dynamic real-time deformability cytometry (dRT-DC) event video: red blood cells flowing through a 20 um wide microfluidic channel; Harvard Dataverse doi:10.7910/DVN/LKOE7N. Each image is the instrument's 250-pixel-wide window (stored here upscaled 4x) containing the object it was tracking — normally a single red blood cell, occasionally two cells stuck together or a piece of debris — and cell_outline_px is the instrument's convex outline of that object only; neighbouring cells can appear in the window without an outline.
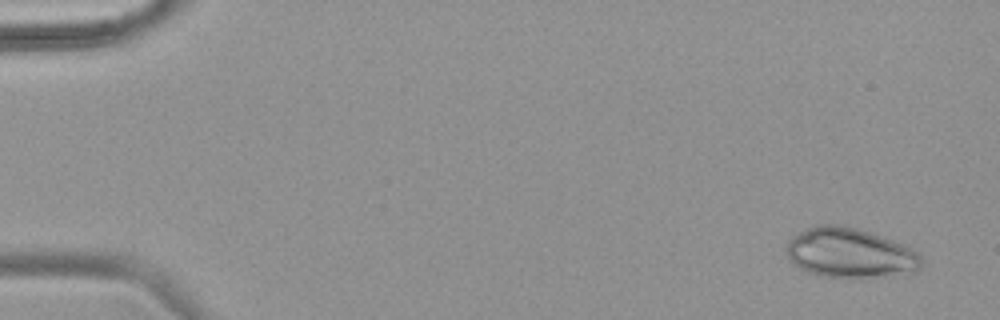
{"species": "common noctule bat (a hibernating species)", "species_latin": "Nyctalus noctula", "temperature_condition": "warm", "stored_images_in_passage": 54, "camera_frame_rate_fps": 3000, "um_per_image_px": 0.085, "animal": {"sex": "female", "body_mass_g": 18.4}, "frame": {"image": 1, "passage_image": 3, "time_ms": 0.667, "image_size_px": [1000, 320], "cell_outline_px": [[920, 268], [872, 276], [820, 276], [808, 272], [800, 268], [788, 256], [788, 240], [792, 236], [816, 224], [840, 224], [856, 228], [904, 244], [920, 252]], "centroid_in_image_um": [72.19, 21.45], "position_along_channel_um": 12.8, "area_um2": 37.86}}
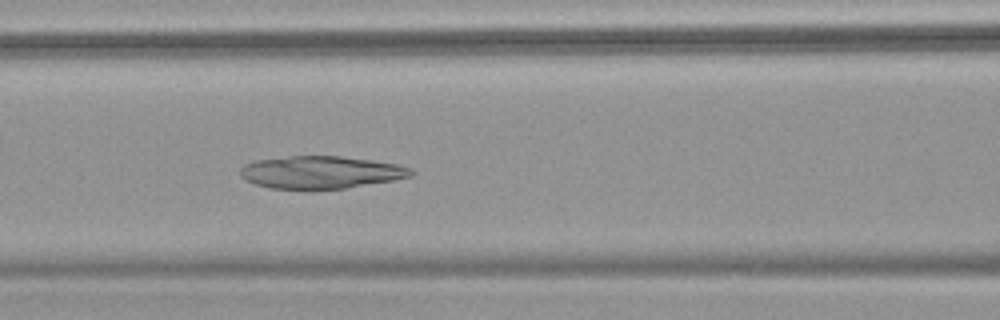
{"frame": {"image": 2, "passage_image": 24, "time_ms": 7.667, "image_size_px": [1000, 320], "cell_outline_px": [[416, 172], [412, 176], [392, 180], [344, 188], [272, 188], [256, 184], [240, 176], [240, 168], [244, 164], [256, 160], [288, 156], [340, 156], [400, 164], [412, 168]], "centroid_in_image_um": [27.3, 14.62], "position_along_channel_um": 139.3, "area_um2": 32.02}}
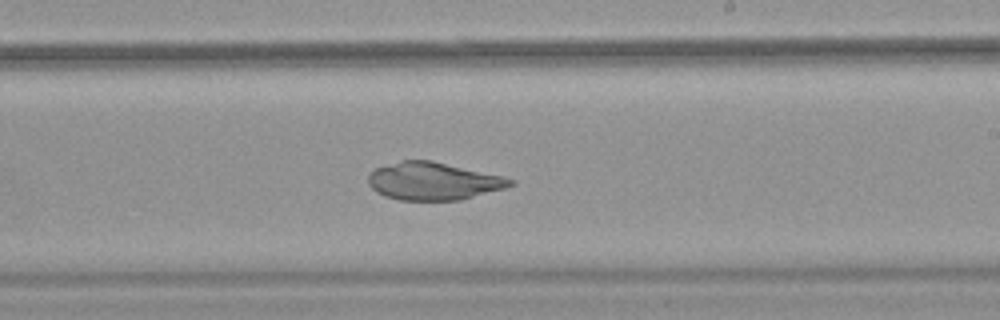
{"frame": {"image": 3, "passage_image": 33, "time_ms": 10.667, "image_size_px": [1000, 320], "cell_outline_px": [[516, 184], [504, 188], [460, 200], [400, 200], [384, 196], [376, 192], [368, 184], [368, 172], [376, 168], [400, 160], [432, 160], [504, 176], [516, 180]], "centroid_in_image_um": [36.83, 15.39], "position_along_channel_um": 252.2, "area_um2": 31.39}}